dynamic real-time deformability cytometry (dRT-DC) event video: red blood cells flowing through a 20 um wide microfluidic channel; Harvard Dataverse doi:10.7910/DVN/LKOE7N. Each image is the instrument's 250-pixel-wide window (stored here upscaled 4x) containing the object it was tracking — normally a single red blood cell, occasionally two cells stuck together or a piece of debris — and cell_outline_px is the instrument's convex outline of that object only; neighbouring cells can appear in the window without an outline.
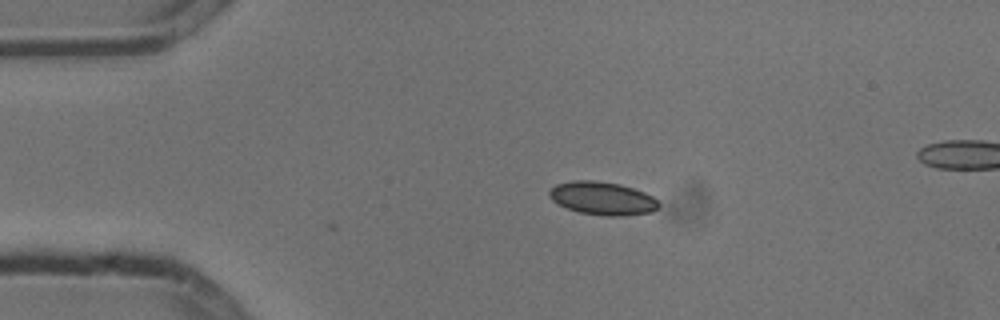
{"species": "common noctule bat (a hibernating species)", "species_latin": "Nyctalus noctula", "temperature_condition": "cold", "stored_images_in_passage": 3, "camera_frame_rate_fps": 3000, "um_per_image_px": 0.085, "animal": {"sex": "male", "body_mass_g": 13.3}, "frame": {"image": 1, "passage_image": 1, "time_ms": 0.0, "image_size_px": [1000, 320], "cell_outline_px": [[660, 204], [652, 212], [624, 216], [604, 216], [580, 212], [568, 208], [552, 200], [548, 196], [548, 192], [556, 184], [576, 180], [592, 180], [620, 184], [644, 192], [652, 196]], "centroid_in_image_um": [51.21, 16.86], "position_along_channel_um": 33.8, "area_um2": 20.98}}